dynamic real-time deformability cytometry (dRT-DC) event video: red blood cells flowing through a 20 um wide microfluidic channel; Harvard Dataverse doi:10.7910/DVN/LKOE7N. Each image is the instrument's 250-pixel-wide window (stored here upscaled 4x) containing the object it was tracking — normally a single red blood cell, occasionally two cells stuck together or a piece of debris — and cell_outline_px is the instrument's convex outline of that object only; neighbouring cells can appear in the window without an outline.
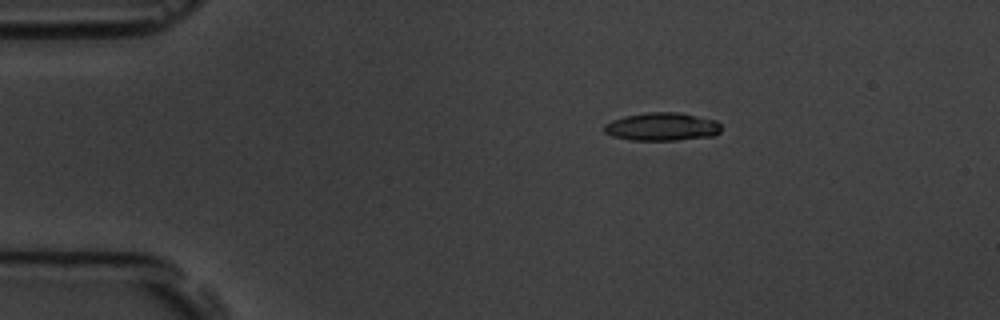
{"species": "common noctule bat (a hibernating species)", "species_latin": "Nyctalus noctula", "temperature_condition": "room temperature", "stored_images_in_passage": 4, "camera_frame_rate_fps": 3000, "um_per_image_px": 0.085, "animal": {"sex": "male", "body_mass_g": 19.5, "forearm_length_mm": 54.6}, "frame": {"image": 1, "passage_image": 1, "time_ms": 0.0, "image_size_px": [1000, 320], "cell_outline_px": [[720, 132], [712, 136], [676, 140], [632, 140], [612, 136], [604, 132], [604, 124], [612, 120], [624, 116], [648, 112], [680, 112], [716, 120], [720, 124]], "centroid_in_image_um": [56.26, 10.76], "position_along_channel_um": 28.7, "area_um2": 19.19}}
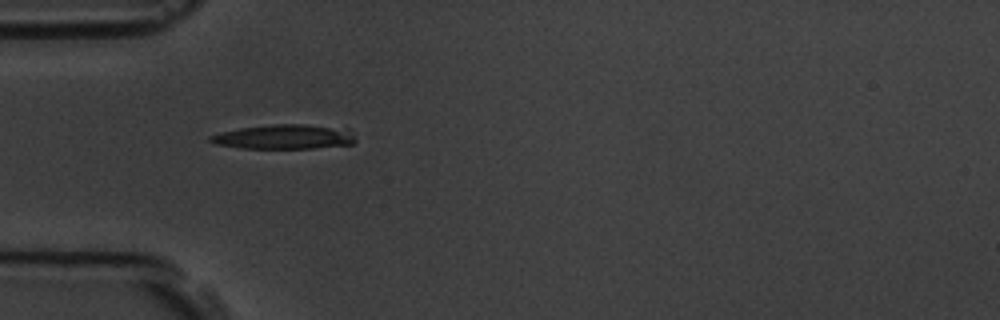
{"frame": {"image": 2, "passage_image": 3, "time_ms": 2.333, "image_size_px": [1000, 320], "cell_outline_px": [[356, 140], [352, 144], [312, 148], [240, 148], [216, 144], [208, 140], [208, 136], [220, 132], [240, 128], [276, 124], [304, 124], [352, 128]], "centroid_in_image_um": [24.22, 11.62], "position_along_channel_um": 60.8, "area_um2": 20.98}}
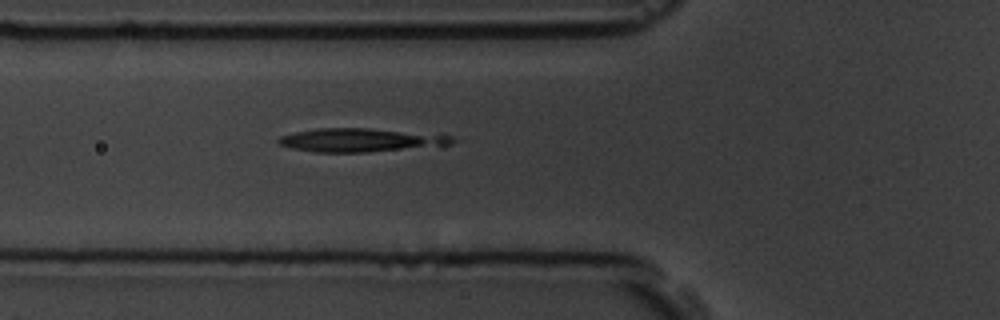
{"frame": {"image": 3, "passage_image": 4, "time_ms": 3.333, "image_size_px": [1000, 320], "cell_outline_px": [[456, 140], [452, 144], [440, 148], [368, 152], [316, 152], [292, 148], [280, 144], [276, 140], [280, 136], [296, 132], [320, 128], [368, 128], [444, 132], [452, 136]], "centroid_in_image_um": [30.98, 11.9], "position_along_channel_um": 94.8, "area_um2": 25.14}}